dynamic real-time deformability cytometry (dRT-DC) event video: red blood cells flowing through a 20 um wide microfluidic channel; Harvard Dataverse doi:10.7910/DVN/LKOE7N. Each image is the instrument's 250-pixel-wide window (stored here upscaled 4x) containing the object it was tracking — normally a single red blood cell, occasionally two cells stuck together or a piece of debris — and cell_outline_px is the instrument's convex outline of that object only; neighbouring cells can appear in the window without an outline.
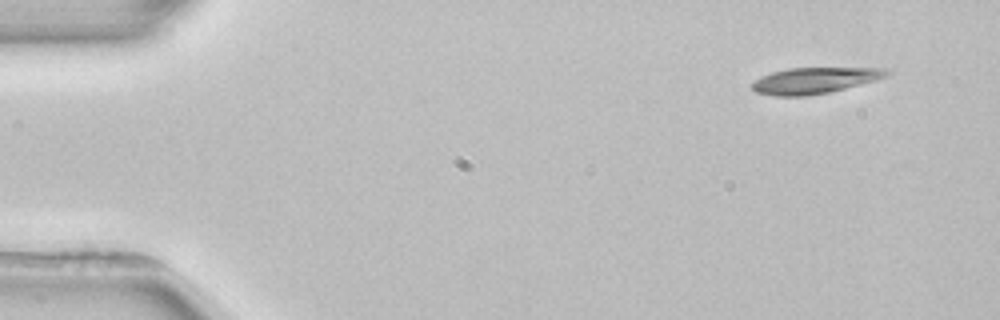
{"species": "common noctule bat (a hibernating species)", "species_latin": "Nyctalus noctula", "temperature_condition": "room temperature", "stored_images_in_passage": 3, "camera_frame_rate_fps": 3000, "um_per_image_px": 0.085, "animal": {"sex": "female", "body_mass_g": 22.7, "forearm_length_mm": 54.2}, "frame": {"image": 1, "passage_image": 1, "time_ms": 0.0, "image_size_px": [1000, 320], "cell_outline_px": [[892, 72], [888, 76], [876, 80], [828, 92], [808, 96], [776, 96], [756, 92], [748, 84], [752, 80], [772, 72], [788, 68], [884, 68]], "centroid_in_image_um": [69.19, 6.84], "position_along_channel_um": 15.8, "area_um2": 20.52}}
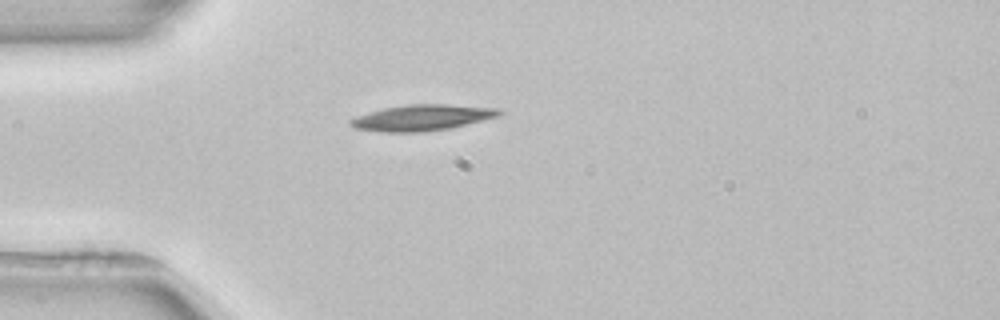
{"frame": {"image": 2, "passage_image": 3, "time_ms": 3.333, "image_size_px": [1000, 320], "cell_outline_px": [[504, 112], [496, 116], [452, 128], [424, 132], [384, 132], [356, 128], [348, 124], [348, 120], [356, 116], [384, 108], [408, 104], [448, 104], [496, 108]], "centroid_in_image_um": [35.84, 10.0], "position_along_channel_um": 49.2, "area_um2": 22.37}}